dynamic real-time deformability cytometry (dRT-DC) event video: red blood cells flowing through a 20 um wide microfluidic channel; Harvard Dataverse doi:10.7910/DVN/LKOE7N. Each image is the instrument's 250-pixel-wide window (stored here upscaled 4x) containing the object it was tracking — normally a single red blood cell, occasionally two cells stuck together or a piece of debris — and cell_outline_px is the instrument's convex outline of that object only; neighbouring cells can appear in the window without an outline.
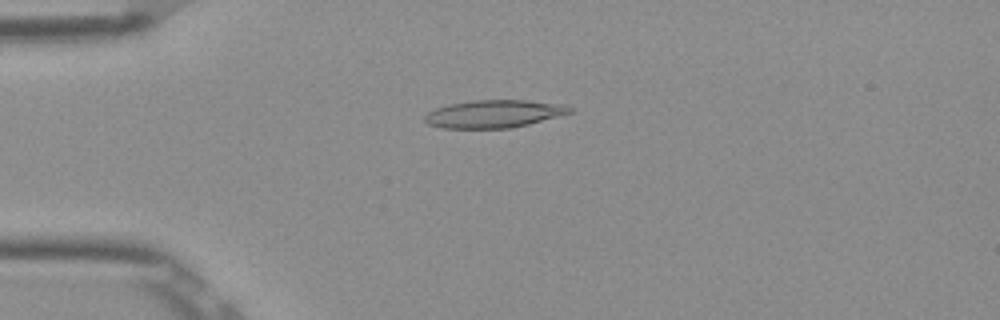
{"species": "Egyptian fruit bat (a non-hibernating species)", "species_latin": "Rousettus aegyptiacus", "temperature_condition": "room temperature", "stored_images_in_passage": 52, "camera_frame_rate_fps": 3000, "um_per_image_px": 0.085, "frame": {"image": 1, "passage_image": 13, "time_ms": 4.0, "image_size_px": [1000, 320], "cell_outline_px": [[572, 112], [528, 124], [512, 128], [440, 128], [428, 124], [424, 120], [424, 116], [428, 112], [436, 108], [452, 104], [472, 100], [524, 100], [564, 104], [572, 108]], "centroid_in_image_um": [41.97, 9.68], "position_along_channel_um": 43.0, "area_um2": 23.29}}
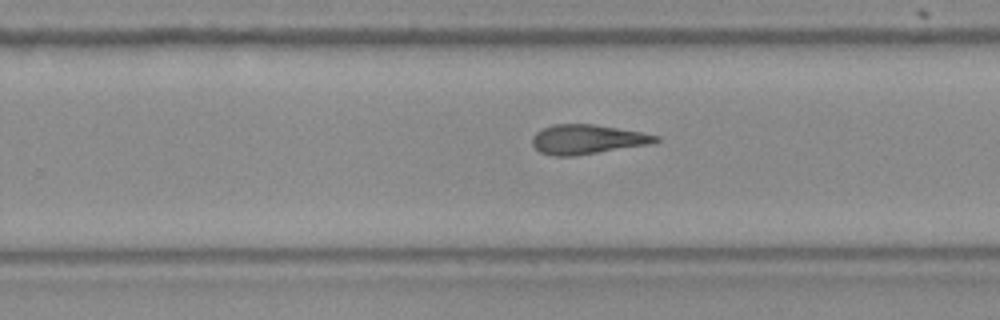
{"frame": {"image": 2, "passage_image": 33, "time_ms": 10.667, "image_size_px": [1000, 320], "cell_outline_px": [[660, 140], [652, 144], [576, 156], [552, 156], [540, 152], [532, 144], [532, 136], [536, 132], [552, 124], [592, 124], [640, 132], [660, 136]], "centroid_in_image_um": [49.91, 11.86], "position_along_channel_um": 279.9, "area_um2": 21.27}}
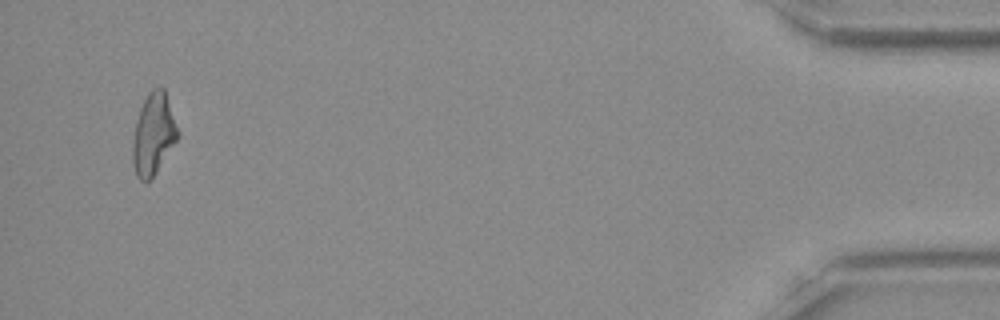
{"frame": {"image": 3, "passage_image": 50, "time_ms": 16.333, "image_size_px": [1000, 320], "cell_outline_px": [[180, 136], [156, 172], [148, 180], [140, 180], [136, 176], [132, 164], [132, 140], [136, 120], [140, 108], [148, 92], [152, 88], [160, 84], [164, 88], [180, 132]], "centroid_in_image_um": [13.04, 11.36], "position_along_channel_um": 422.2, "area_um2": 21.73}, "authors_computed_cell_mechanics": {"area_um2": 21.9929, "velocity_mm_per_s": 3.9006, "shape_relaxation_time_tau1_ms": null, "shape_relaxation_time_tau2_ms": 5.4927, "deformation_change_tau1": null, "deformation_change_tau2": 0.178}}